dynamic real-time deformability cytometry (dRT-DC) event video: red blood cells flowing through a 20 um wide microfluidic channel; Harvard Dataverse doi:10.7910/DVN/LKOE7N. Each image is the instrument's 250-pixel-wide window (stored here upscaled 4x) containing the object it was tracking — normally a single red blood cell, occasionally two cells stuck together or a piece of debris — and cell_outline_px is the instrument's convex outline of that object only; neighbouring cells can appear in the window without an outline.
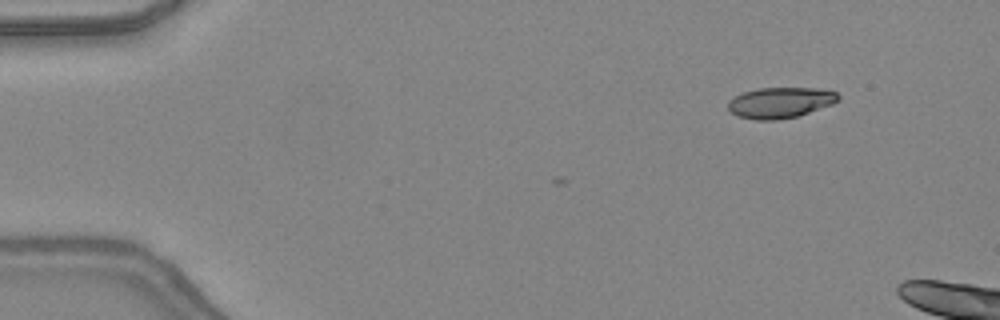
{"species": "common noctule bat (a hibernating species)", "species_latin": "Nyctalus noctula", "temperature_condition": "warm", "stored_images_in_passage": 3, "camera_frame_rate_fps": 3000, "um_per_image_px": 0.085, "animal": {"sex": "female", "body_mass_g": 24.6, "forearm_length_mm": 56.2}, "frame": {"image": 1, "passage_image": 1, "time_ms": 0.0, "image_size_px": [1000, 320], "cell_outline_px": [[840, 100], [832, 104], [796, 116], [776, 120], [756, 120], [736, 116], [728, 108], [728, 100], [744, 92], [756, 88], [816, 88], [836, 92], [840, 96]], "centroid_in_image_um": [66.3, 8.72], "position_along_channel_um": 18.7, "area_um2": 19.65}}